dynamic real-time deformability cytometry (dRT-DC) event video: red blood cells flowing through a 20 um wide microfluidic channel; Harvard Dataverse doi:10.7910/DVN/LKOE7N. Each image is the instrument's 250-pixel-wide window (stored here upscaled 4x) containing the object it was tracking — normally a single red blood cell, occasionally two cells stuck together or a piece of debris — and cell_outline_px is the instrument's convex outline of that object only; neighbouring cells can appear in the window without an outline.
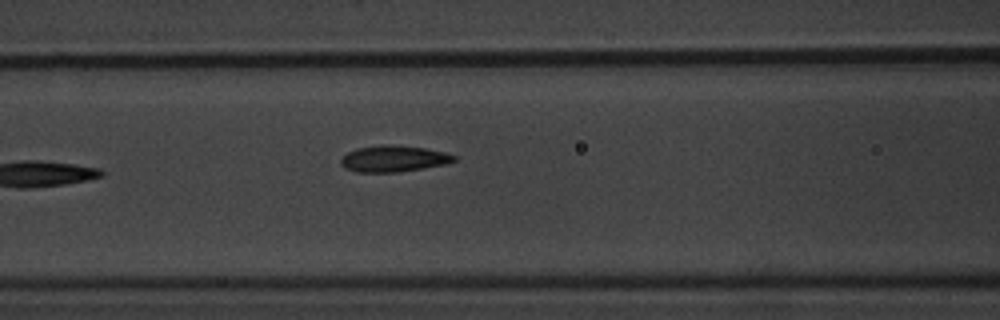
{"species": "common noctule bat (a hibernating species)", "species_latin": "Nyctalus noctula", "temperature_condition": "warm", "stored_images_in_passage": 5, "camera_frame_rate_fps": 3000, "um_per_image_px": 0.085, "animal": {"sex": "male", "body_mass_g": 20.1, "forearm_length_mm": 53.5}, "frame": {"image": 1, "passage_image": 5, "time_ms": 4.667, "image_size_px": [1000, 320], "cell_outline_px": [[456, 160], [444, 164], [424, 168], [400, 172], [356, 172], [344, 168], [340, 164], [340, 160], [348, 152], [356, 148], [384, 144], [392, 144], [424, 148], [444, 152], [456, 156]], "centroid_in_image_um": [33.42, 13.49], "position_along_channel_um": 133.2, "area_um2": 17.4}}